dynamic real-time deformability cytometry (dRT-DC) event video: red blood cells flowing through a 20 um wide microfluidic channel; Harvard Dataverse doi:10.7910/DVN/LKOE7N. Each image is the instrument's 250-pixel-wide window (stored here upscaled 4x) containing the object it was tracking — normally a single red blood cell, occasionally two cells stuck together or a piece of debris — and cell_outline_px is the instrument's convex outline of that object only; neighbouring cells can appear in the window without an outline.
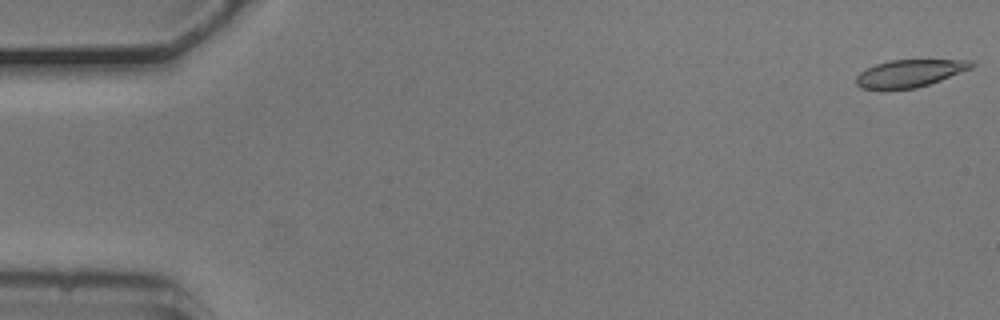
{"species": "common noctule bat (a hibernating species)", "species_latin": "Nyctalus noctula", "temperature_condition": "cold", "stored_images_in_passage": 54, "camera_frame_rate_fps": 3000, "um_per_image_px": 0.085, "animal": {"sex": "male", "body_mass_g": 20.5, "forearm_length_mm": 52.5}, "frame": {"image": 1, "passage_image": 1, "time_ms": 0.0, "image_size_px": [1000, 320], "cell_outline_px": [[976, 64], [972, 68], [940, 80], [916, 88], [860, 88], [856, 84], [856, 76], [860, 72], [876, 64], [888, 60], [972, 60]], "centroid_in_image_um": [77.35, 6.21], "position_along_channel_um": 7.7, "area_um2": 18.09}}
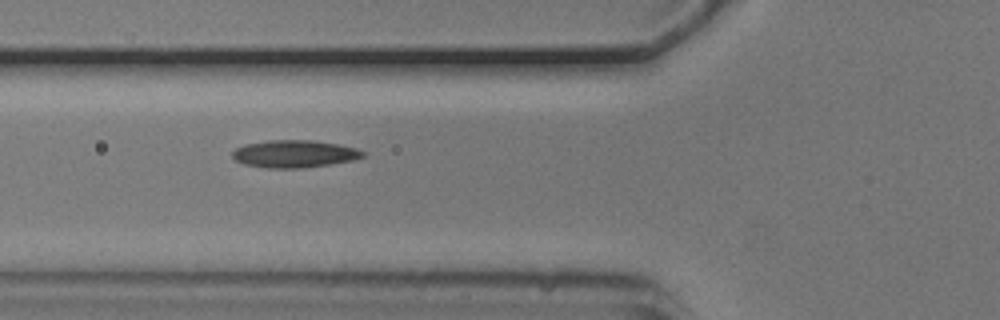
{"frame": {"image": 2, "passage_image": 20, "time_ms": 6.333, "image_size_px": [1000, 320], "cell_outline_px": [[364, 156], [356, 160], [304, 168], [264, 168], [244, 164], [236, 160], [232, 156], [232, 152], [236, 148], [244, 144], [268, 140], [312, 140], [336, 144], [356, 148], [364, 152]], "centroid_in_image_um": [25.01, 13.08], "position_along_channel_um": 100.8, "area_um2": 20.92}}
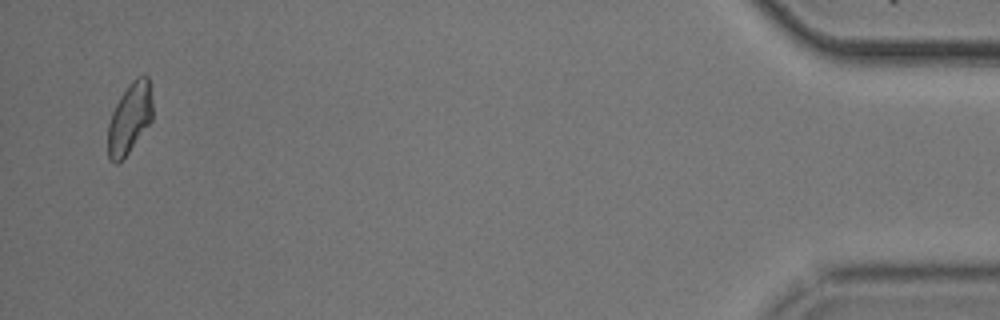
{"frame": {"image": 3, "passage_image": 53, "time_ms": 17.333, "image_size_px": [1000, 320], "cell_outline_px": [[152, 120], [128, 152], [116, 164], [108, 160], [108, 124], [112, 112], [120, 96], [132, 80], [136, 76], [148, 76], [152, 100]], "centroid_in_image_um": [11.01, 10.04], "position_along_channel_um": 424.2, "area_um2": 18.21}, "authors_computed_cell_mechanics": {"area_um2": 19.6231, "velocity_mm_per_s": 3.7, "shape_relaxation_time_tau1_ms": 6.4579, "shape_relaxation_time_tau2_ms": 2.8811, "deformation_change_tau1": 0.1171, "deformation_change_tau2": 0.0863}}